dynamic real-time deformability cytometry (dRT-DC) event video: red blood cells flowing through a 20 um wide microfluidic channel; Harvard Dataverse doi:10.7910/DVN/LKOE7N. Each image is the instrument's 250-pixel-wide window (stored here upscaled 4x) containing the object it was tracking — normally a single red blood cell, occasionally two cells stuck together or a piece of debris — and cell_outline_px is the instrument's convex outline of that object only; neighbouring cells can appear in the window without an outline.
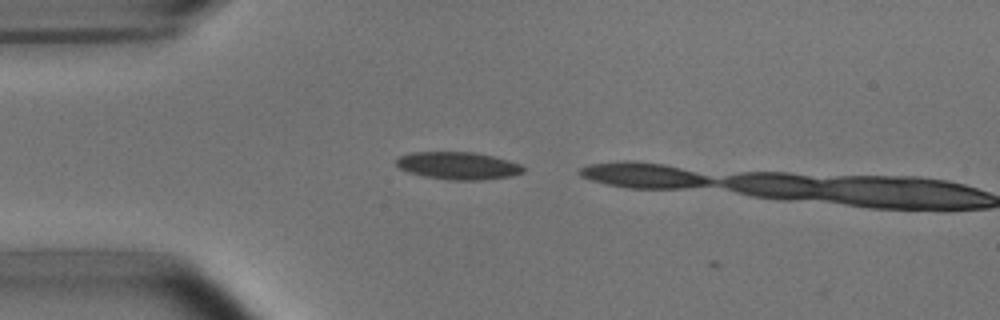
{"species": "common noctule bat (a hibernating species)", "species_latin": "Nyctalus noctula", "temperature_condition": "room temperature", "stored_images_in_passage": 3, "camera_frame_rate_fps": 3000, "um_per_image_px": 0.085, "animal": {"sex": "male", "body_mass_g": 15.6}, "frame": {"image": 1, "passage_image": 2, "time_ms": 0.333, "image_size_px": [1000, 320], "cell_outline_px": [[524, 172], [512, 176], [480, 180], [452, 180], [424, 176], [408, 172], [400, 168], [396, 164], [396, 160], [400, 156], [412, 152], [472, 152], [492, 156], [508, 160], [520, 164], [524, 168]], "centroid_in_image_um": [38.94, 14.08], "position_along_channel_um": 46.1, "area_um2": 20.23}}